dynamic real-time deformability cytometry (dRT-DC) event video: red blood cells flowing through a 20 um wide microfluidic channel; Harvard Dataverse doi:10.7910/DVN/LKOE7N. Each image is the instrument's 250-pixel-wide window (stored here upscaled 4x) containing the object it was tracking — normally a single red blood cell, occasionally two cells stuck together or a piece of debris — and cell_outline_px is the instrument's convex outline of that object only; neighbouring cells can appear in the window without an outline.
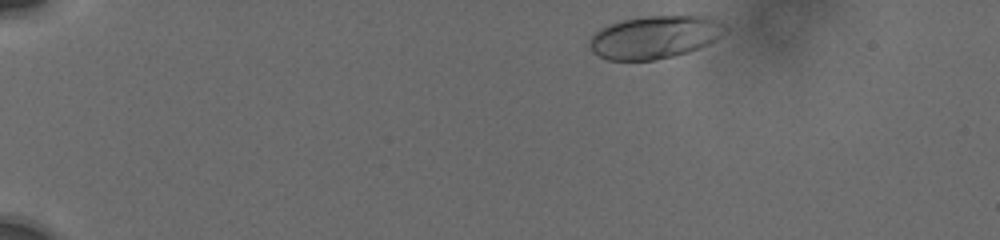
{"species": "human", "species_latin": "Homo sapiens", "temperature_condition": "cold", "stored_images_in_passage": 14, "camera_frame_rate_fps": 3000, "um_per_image_px": 0.085, "donor": {"sex": "male"}, "frame": {"image": 1, "passage_image": 2, "time_ms": 0.333, "image_size_px": [1000, 240], "cell_outline_px": [[728, 28], [708, 44], [688, 52], [656, 60], [608, 60], [592, 52], [588, 44], [588, 40], [600, 28], [608, 24], [624, 20], [644, 16], [704, 16], [724, 24]], "centroid_in_image_um": [55.59, 3.16], "position_along_channel_um": 29.4, "area_um2": 33.58}}
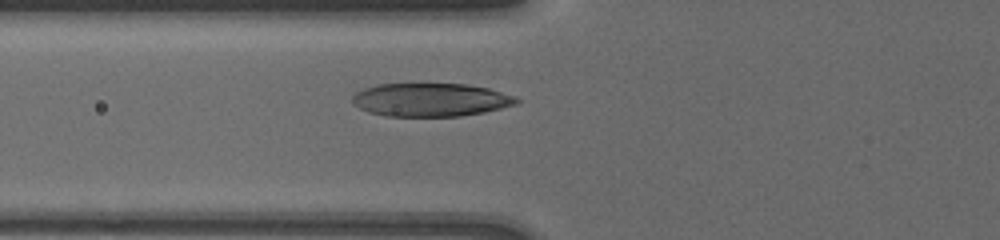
{"frame": {"image": 2, "passage_image": 10, "time_ms": 4.667, "image_size_px": [1000, 240], "cell_outline_px": [[520, 100], [516, 104], [484, 112], [460, 116], [388, 116], [368, 112], [352, 104], [352, 96], [356, 92], [364, 88], [376, 84], [468, 84], [488, 88], [516, 96]], "centroid_in_image_um": [36.59, 8.48], "position_along_channel_um": 89.2, "area_um2": 31.91}}
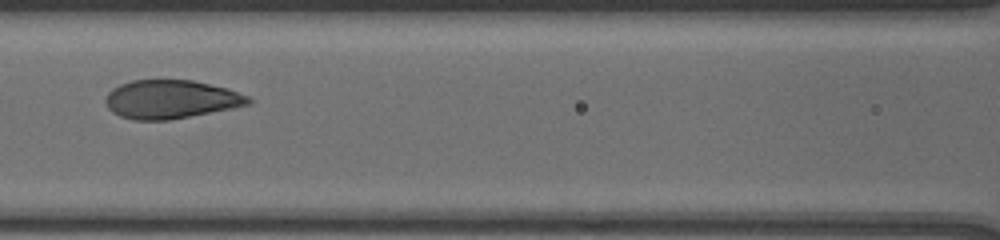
{"frame": {"image": 3, "passage_image": 13, "time_ms": 6.333, "image_size_px": [1000, 240], "cell_outline_px": [[252, 100], [248, 104], [232, 108], [168, 120], [132, 120], [120, 116], [112, 112], [108, 108], [104, 100], [108, 92], [112, 88], [120, 84], [132, 80], [192, 80], [224, 88], [248, 96]], "centroid_in_image_um": [14.45, 8.44], "position_along_channel_um": 152.2, "area_um2": 31.79}}